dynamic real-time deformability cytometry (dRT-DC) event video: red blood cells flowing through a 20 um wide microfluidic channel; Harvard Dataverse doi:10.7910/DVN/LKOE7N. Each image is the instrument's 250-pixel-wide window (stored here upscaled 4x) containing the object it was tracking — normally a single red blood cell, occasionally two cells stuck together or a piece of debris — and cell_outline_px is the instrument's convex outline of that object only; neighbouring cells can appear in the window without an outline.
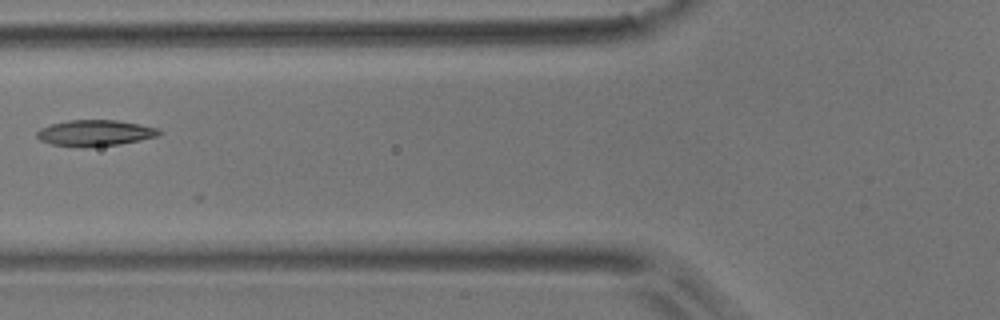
{"species": "common noctule bat (a hibernating species)", "species_latin": "Nyctalus noctula", "temperature_condition": "room temperature", "stored_images_in_passage": 24, "camera_frame_rate_fps": 3000, "um_per_image_px": 0.085, "animal": {"sex": "male", "body_mass_g": 17.9}, "frame": {"image": 1, "passage_image": 20, "time_ms": 6.333, "image_size_px": [1000, 320], "cell_outline_px": [[164, 132], [156, 136], [140, 140], [120, 144], [84, 148], [80, 148], [52, 144], [40, 140], [36, 136], [36, 132], [40, 128], [52, 124], [68, 120], [116, 120], [140, 124], [160, 128]], "centroid_in_image_um": [8.09, 11.31], "position_along_channel_um": 117.7, "area_um2": 18.79}}
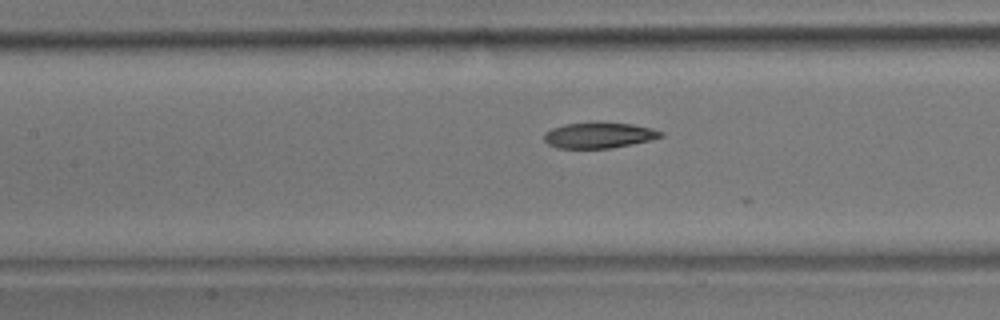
{"frame": {"image": 2, "passage_image": 23, "time_ms": 7.333, "image_size_px": [1000, 320], "cell_outline_px": [[664, 136], [652, 140], [612, 148], [556, 148], [548, 144], [544, 140], [544, 132], [552, 128], [564, 124], [596, 120], [600, 120], [632, 124], [652, 128], [664, 132]], "centroid_in_image_um": [50.92, 11.46], "position_along_channel_um": 156.5, "area_um2": 18.21}}